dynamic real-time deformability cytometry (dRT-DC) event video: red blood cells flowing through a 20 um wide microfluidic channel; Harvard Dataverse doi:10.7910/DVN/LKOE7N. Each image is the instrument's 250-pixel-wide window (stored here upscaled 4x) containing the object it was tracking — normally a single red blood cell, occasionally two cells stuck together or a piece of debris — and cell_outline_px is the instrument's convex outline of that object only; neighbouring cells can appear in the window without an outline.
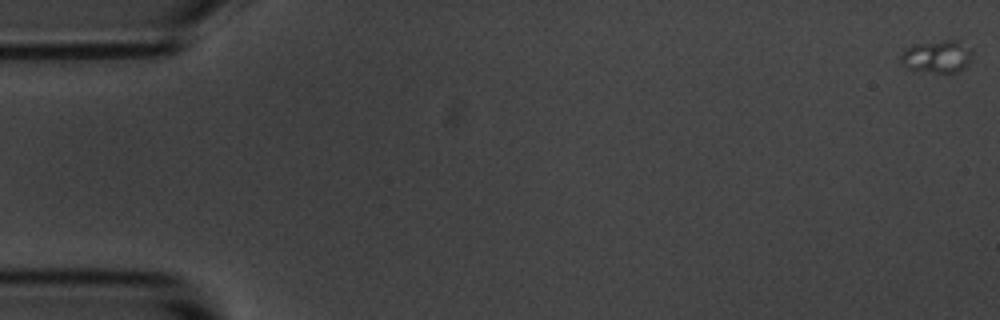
{"species": "common noctule bat (a hibernating species)", "species_latin": "Nyctalus noctula", "temperature_condition": "room temperature", "stored_images_in_passage": 4, "camera_frame_rate_fps": 3000, "um_per_image_px": 0.085, "animal": {"sex": "male", "body_mass_g": 20.1, "forearm_length_mm": 53.5}, "frame": {"image": 1, "passage_image": 1, "time_ms": 0.0, "image_size_px": [1000, 320], "cell_outline_px": [[972, 56], [968, 64], [964, 68], [956, 72], [936, 72], [908, 68], [900, 60], [900, 56], [904, 48], [916, 44], [944, 40], [960, 40], [972, 48]], "centroid_in_image_um": [79.7, 4.77], "position_along_channel_um": 5.3, "area_um2": 13.53}}